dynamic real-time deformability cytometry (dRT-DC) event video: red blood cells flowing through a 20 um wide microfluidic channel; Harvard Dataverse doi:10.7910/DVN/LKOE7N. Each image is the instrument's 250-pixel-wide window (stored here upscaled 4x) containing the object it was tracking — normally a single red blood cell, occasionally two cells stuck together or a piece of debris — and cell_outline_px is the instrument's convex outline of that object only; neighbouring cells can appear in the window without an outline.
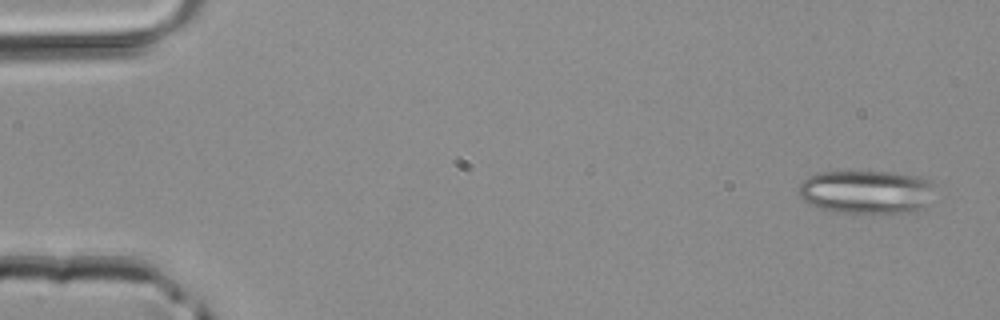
{"species": "common noctule bat (a hibernating species)", "species_latin": "Nyctalus noctula", "temperature_condition": "room temperature", "stored_images_in_passage": 4, "camera_frame_rate_fps": 3000, "um_per_image_px": 0.085, "animal": {"sex": "male", "body_mass_g": 20.4}, "frame": {"image": 1, "passage_image": 1, "time_ms": 0.0, "image_size_px": [1000, 320], "cell_outline_px": [[932, 184], [924, 208], [916, 212], [836, 212], [820, 208], [804, 200], [796, 192], [800, 184], [808, 176], [816, 172], [892, 172], [920, 176], [932, 180]], "centroid_in_image_um": [73.6, 16.29], "position_along_channel_um": 11.4, "area_um2": 34.22}}
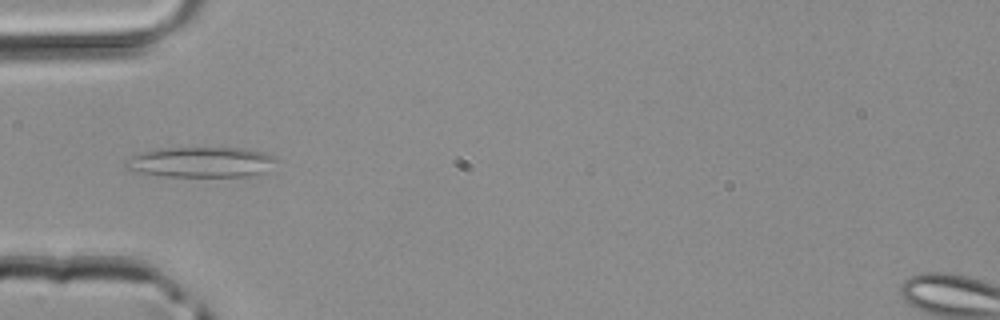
{"frame": {"image": 2, "passage_image": 4, "time_ms": 1.0, "image_size_px": [1000, 320], "cell_outline_px": [[280, 160], [264, 172], [248, 176], [164, 176], [136, 172], [124, 168], [124, 164], [132, 156], [140, 152], [160, 148], [248, 148], [264, 152], [276, 156]], "centroid_in_image_um": [17.12, 13.77], "position_along_channel_um": 67.9, "area_um2": 26.88}}